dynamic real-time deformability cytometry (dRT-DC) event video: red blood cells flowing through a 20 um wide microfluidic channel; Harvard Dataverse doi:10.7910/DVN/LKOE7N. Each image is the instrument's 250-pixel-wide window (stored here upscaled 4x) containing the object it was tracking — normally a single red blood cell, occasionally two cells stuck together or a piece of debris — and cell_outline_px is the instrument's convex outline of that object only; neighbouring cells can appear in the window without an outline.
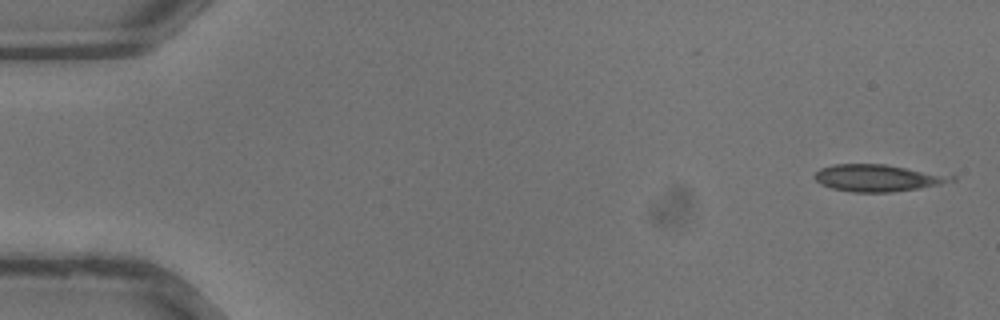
{"species": "common noctule bat (a hibernating species)", "species_latin": "Nyctalus noctula", "temperature_condition": "warm", "stored_images_in_passage": 9, "camera_frame_rate_fps": 3000, "um_per_image_px": 0.085, "animal": {"sex": "male", "body_mass_g": 13.3}, "frame": {"image": 1, "passage_image": 1, "time_ms": 0.0, "image_size_px": [1000, 320], "cell_outline_px": [[956, 180], [940, 184], [920, 188], [892, 192], [852, 192], [832, 188], [820, 184], [812, 176], [820, 168], [836, 164], [884, 164], [956, 176]], "centroid_in_image_um": [74.58, 15.13], "position_along_channel_um": 10.4, "area_um2": 21.39}}